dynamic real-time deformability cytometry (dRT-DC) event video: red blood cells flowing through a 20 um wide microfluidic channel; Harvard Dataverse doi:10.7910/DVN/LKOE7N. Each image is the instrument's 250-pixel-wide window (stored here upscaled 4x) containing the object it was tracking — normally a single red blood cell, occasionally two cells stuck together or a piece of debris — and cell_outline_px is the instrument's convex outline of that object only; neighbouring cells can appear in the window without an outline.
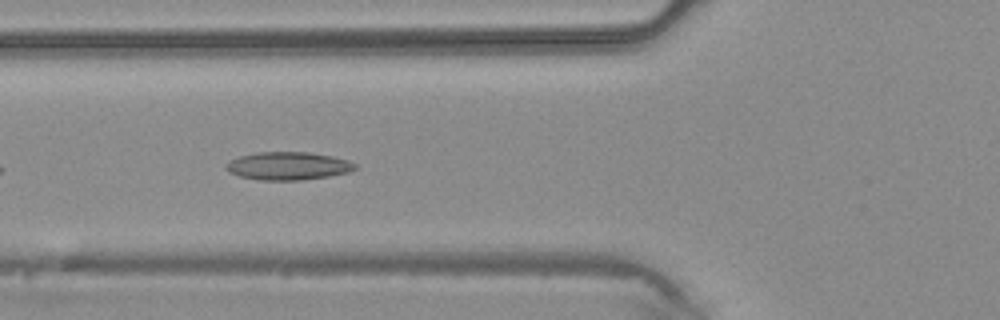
{"species": "common noctule bat (a hibernating species)", "species_latin": "Nyctalus noctula", "temperature_condition": "warm", "stored_images_in_passage": 8, "camera_frame_rate_fps": 3000, "um_per_image_px": 0.085, "animal": {"sex": "male", "body_mass_g": 20.4}, "frame": {"image": 1, "passage_image": 5, "time_ms": 1.333, "image_size_px": [1000, 320], "cell_outline_px": [[356, 168], [348, 172], [328, 176], [300, 180], [260, 180], [240, 176], [228, 172], [224, 168], [224, 164], [228, 160], [240, 156], [256, 152], [308, 152], [332, 156], [348, 160], [356, 164]], "centroid_in_image_um": [24.43, 14.1], "position_along_channel_um": 101.4, "area_um2": 21.1}}